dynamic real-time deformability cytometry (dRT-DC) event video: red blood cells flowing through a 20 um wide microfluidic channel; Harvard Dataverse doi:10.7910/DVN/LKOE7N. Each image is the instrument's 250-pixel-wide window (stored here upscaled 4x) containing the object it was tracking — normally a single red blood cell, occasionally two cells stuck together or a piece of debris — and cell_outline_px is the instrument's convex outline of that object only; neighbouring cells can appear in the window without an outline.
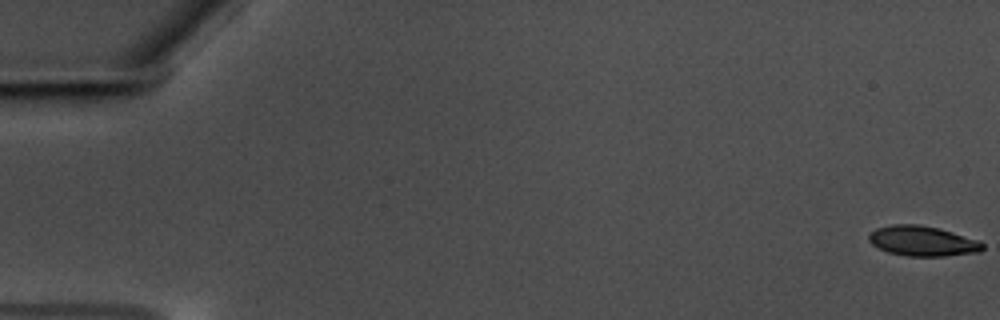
{"species": "common noctule bat (a hibernating species)", "species_latin": "Nyctalus noctula", "temperature_condition": "warm", "stored_images_in_passage": 59, "camera_frame_rate_fps": 3000, "um_per_image_px": 0.085, "animal": {"sex": "male", "body_mass_g": 17.5, "forearm_length_mm": 52.3}, "frame": {"image": 1, "passage_image": 1, "time_ms": 0.0, "image_size_px": [1000, 320], "cell_outline_px": [[984, 248], [980, 252], [944, 256], [908, 256], [888, 252], [872, 244], [868, 240], [868, 232], [876, 228], [892, 224], [920, 224], [940, 228], [976, 240], [984, 244]], "centroid_in_image_um": [78.38, 20.48], "position_along_channel_um": 6.6, "area_um2": 20.0}}
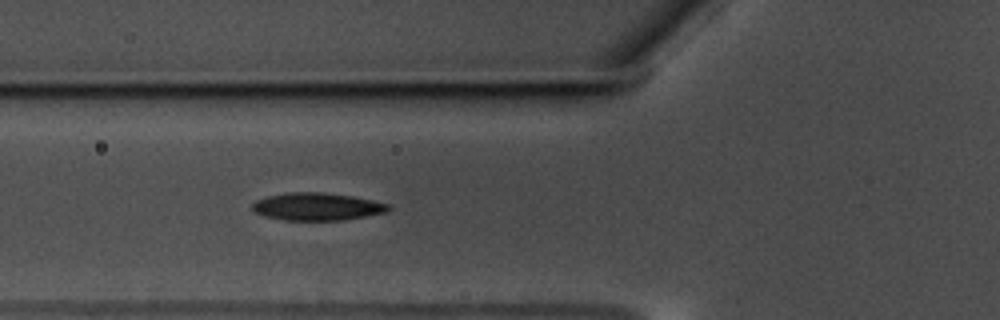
{"frame": {"image": 2, "passage_image": 23, "time_ms": 7.333, "image_size_px": [1000, 320], "cell_outline_px": [[392, 208], [388, 212], [344, 220], [284, 220], [264, 216], [256, 212], [252, 208], [252, 204], [256, 200], [268, 196], [288, 192], [324, 192], [352, 196], [392, 204]], "centroid_in_image_um": [27.0, 17.56], "position_along_channel_um": 98.8, "area_um2": 22.02}}
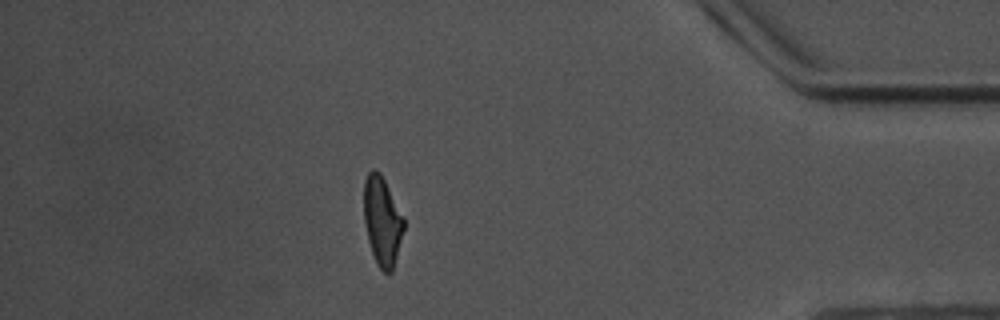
{"frame": {"image": 3, "passage_image": 52, "time_ms": 17.0, "image_size_px": [1000, 320], "cell_outline_px": [[404, 228], [392, 272], [384, 272], [376, 264], [368, 240], [364, 220], [364, 180], [368, 172], [372, 168], [376, 168], [380, 172], [404, 220]], "centroid_in_image_um": [32.46, 18.77], "position_along_channel_um": 402.7, "area_um2": 20.35}, "authors_computed_cell_mechanics": {"area_um2": 21.0392, "velocity_mm_per_s": 3.5438, "shape_relaxation_time_tau1_ms": 3.8339, "shape_relaxation_time_tau2_ms": 2.5629, "deformation_change_tau1": 0.1575, "deformation_change_tau2": 0.095}}